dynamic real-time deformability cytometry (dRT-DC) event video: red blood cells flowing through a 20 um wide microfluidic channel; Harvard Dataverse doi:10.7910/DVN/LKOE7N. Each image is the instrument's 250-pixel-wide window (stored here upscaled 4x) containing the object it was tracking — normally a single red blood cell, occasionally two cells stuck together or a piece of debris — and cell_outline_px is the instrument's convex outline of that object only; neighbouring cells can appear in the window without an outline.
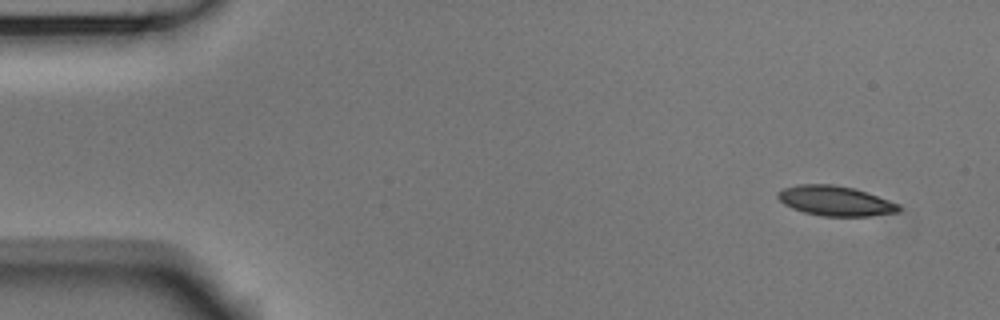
{"species": "Egyptian fruit bat (a non-hibernating species)", "species_latin": "Rousettus aegyptiacus", "temperature_condition": "room temperature", "stored_images_in_passage": 12, "camera_frame_rate_fps": 3000, "um_per_image_px": 0.085, "animal": {"sex": "male"}, "frame": {"image": 1, "passage_image": 1, "time_ms": 0.0, "image_size_px": [1000, 320], "cell_outline_px": [[900, 212], [868, 216], [824, 216], [804, 212], [792, 208], [784, 204], [776, 196], [776, 192], [784, 188], [800, 184], [832, 184], [856, 188], [900, 204]], "centroid_in_image_um": [71.01, 17.07], "position_along_channel_um": 14.0, "area_um2": 21.15}}